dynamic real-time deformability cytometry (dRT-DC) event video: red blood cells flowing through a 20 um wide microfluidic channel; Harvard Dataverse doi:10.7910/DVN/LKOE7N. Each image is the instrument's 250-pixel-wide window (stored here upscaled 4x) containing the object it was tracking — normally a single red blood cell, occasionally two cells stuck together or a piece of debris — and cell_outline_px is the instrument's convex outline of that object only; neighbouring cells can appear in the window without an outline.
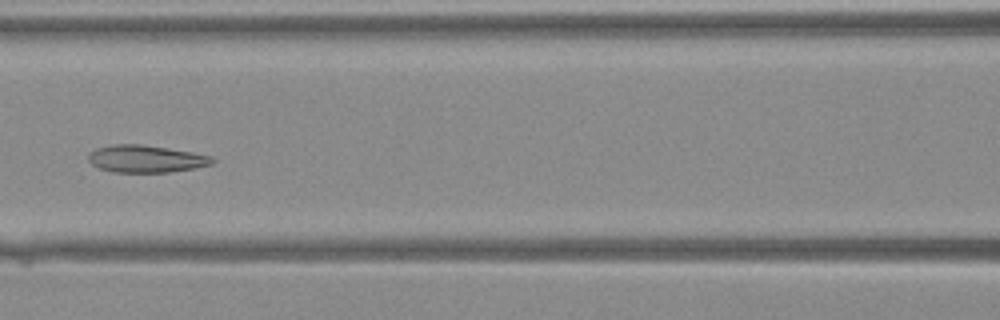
{"species": "Egyptian fruit bat (a non-hibernating species)", "species_latin": "Rousettus aegyptiacus", "temperature_condition": "warm", "stored_images_in_passage": 42, "camera_frame_rate_fps": 3000, "um_per_image_px": 0.085, "animal": {"sex": "female"}, "frame": {"image": 1, "passage_image": 20, "time_ms": 6.333, "image_size_px": [1000, 320], "cell_outline_px": [[216, 160], [212, 164], [196, 168], [168, 172], [112, 172], [100, 168], [92, 164], [88, 160], [88, 156], [96, 148], [112, 144], [140, 144], [192, 152], [212, 156]], "centroid_in_image_um": [12.42, 13.5], "position_along_channel_um": 154.2, "area_um2": 19.65}}
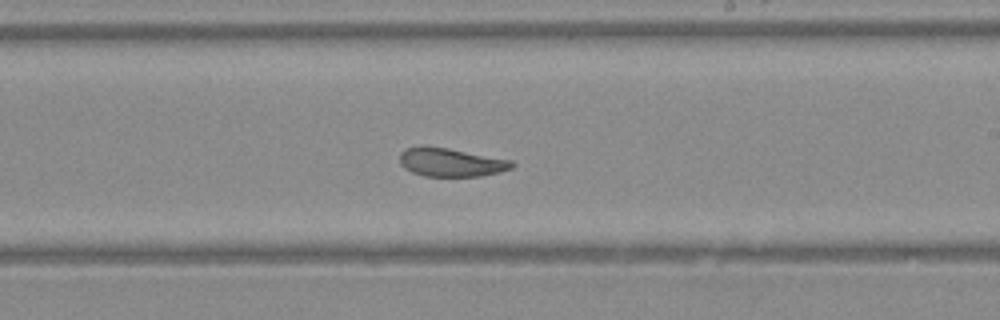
{"frame": {"image": 2, "passage_image": 26, "time_ms": 8.333, "image_size_px": [1000, 320], "cell_outline_px": [[516, 164], [512, 168], [500, 172], [480, 176], [424, 176], [412, 172], [404, 168], [400, 164], [400, 152], [404, 148], [448, 148], [512, 160]], "centroid_in_image_um": [38.37, 13.82], "position_along_channel_um": 250.6, "area_um2": 18.32}}
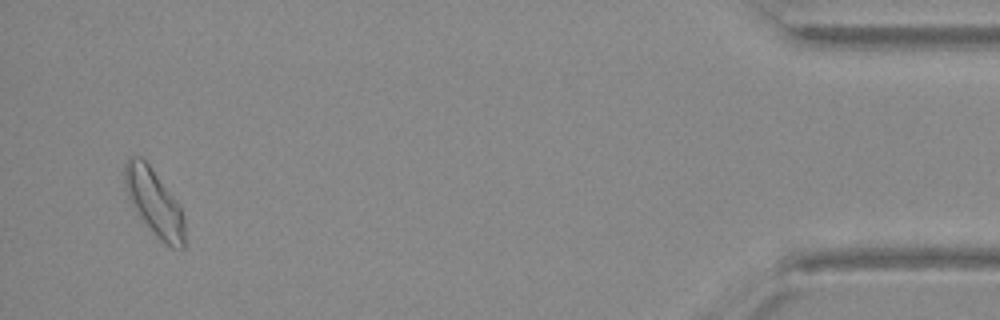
{"frame": {"image": 3, "passage_image": 41, "time_ms": 13.333, "image_size_px": [1000, 320], "cell_outline_px": [[184, 248], [172, 248], [160, 240], [156, 236], [140, 216], [128, 196], [124, 184], [124, 164], [128, 156], [140, 156], [148, 164], [172, 196], [180, 208], [184, 216]], "centroid_in_image_um": [13.09, 17.2], "position_along_channel_um": 422.1, "area_um2": 22.6}}